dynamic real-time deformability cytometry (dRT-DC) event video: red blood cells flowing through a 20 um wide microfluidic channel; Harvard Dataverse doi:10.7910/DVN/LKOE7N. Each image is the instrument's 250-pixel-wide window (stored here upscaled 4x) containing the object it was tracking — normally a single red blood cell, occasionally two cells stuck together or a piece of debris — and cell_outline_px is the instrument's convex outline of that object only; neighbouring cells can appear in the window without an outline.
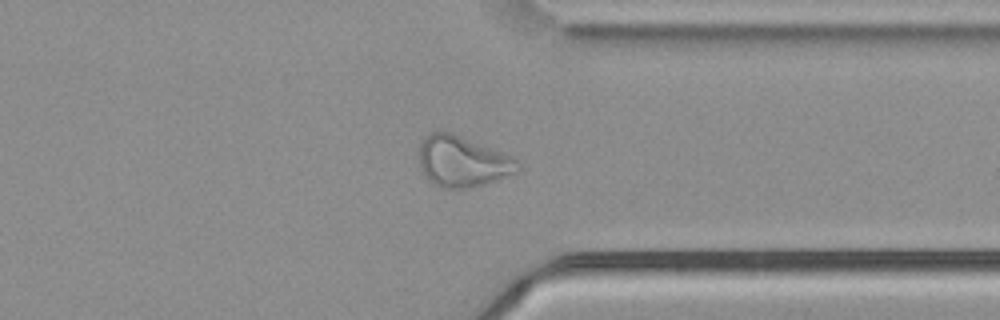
{"species": "common noctule bat (a hibernating species)", "species_latin": "Nyctalus noctula", "temperature_condition": "cold", "stored_images_in_passage": 54, "camera_frame_rate_fps": 3000, "um_per_image_px": 0.085, "animal": {"sex": "male", "body_mass_g": 21.5, "forearm_length_mm": 52.0}, "frame": {"image": 1, "passage_image": 42, "time_ms": 13.667, "image_size_px": [1000, 320], "cell_outline_px": [[520, 168], [516, 172], [496, 180], [484, 184], [468, 188], [440, 188], [432, 184], [428, 180], [420, 164], [420, 144], [432, 132], [452, 132], [512, 156], [516, 160]], "centroid_in_image_um": [39.31, 13.74], "position_along_channel_um": 372.1, "area_um2": 28.84}}
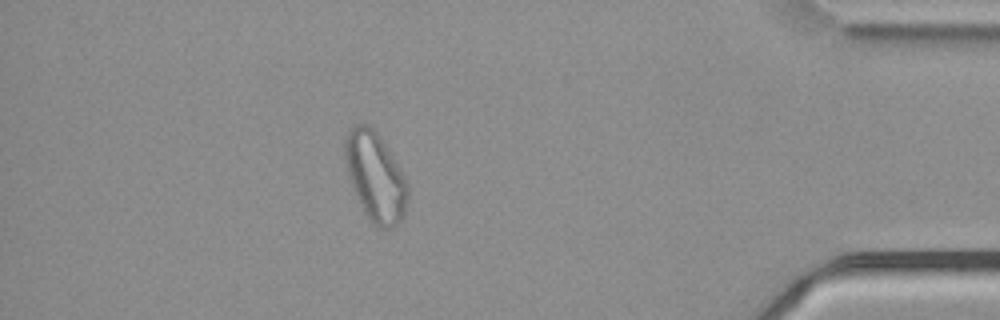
{"frame": {"image": 2, "passage_image": 48, "time_ms": 15.667, "image_size_px": [1000, 320], "cell_outline_px": [[408, 200], [404, 212], [400, 220], [392, 228], [380, 228], [372, 224], [364, 212], [356, 196], [348, 176], [344, 160], [344, 140], [348, 128], [356, 124], [368, 124], [376, 132], [400, 168], [408, 184]], "centroid_in_image_um": [31.87, 15.02], "position_along_channel_um": 403.3, "area_um2": 32.48}}